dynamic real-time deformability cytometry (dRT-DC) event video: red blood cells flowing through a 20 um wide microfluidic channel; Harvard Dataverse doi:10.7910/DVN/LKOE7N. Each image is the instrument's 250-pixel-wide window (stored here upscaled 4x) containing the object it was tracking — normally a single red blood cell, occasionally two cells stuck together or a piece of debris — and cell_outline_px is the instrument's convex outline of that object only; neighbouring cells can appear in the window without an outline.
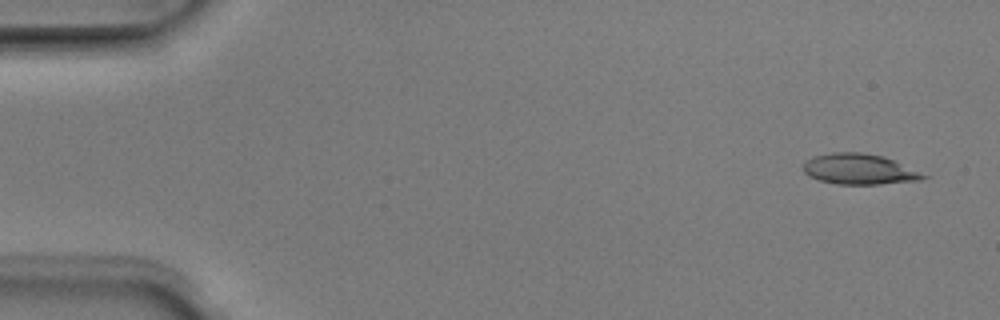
{"species": "Egyptian fruit bat (a non-hibernating species)", "species_latin": "Rousettus aegyptiacus", "temperature_condition": "room temperature", "stored_images_in_passage": 6, "camera_frame_rate_fps": 3000, "um_per_image_px": 0.085, "animal": {"sex": "male"}, "frame": {"image": 1, "passage_image": 1, "time_ms": 0.0, "image_size_px": [1000, 320], "cell_outline_px": [[932, 176], [920, 180], [880, 184], [836, 184], [820, 180], [804, 172], [804, 164], [812, 156], [832, 152], [860, 152], [884, 156], [896, 160]], "centroid_in_image_um": [73.12, 14.37], "position_along_channel_um": 11.9, "area_um2": 21.56}}
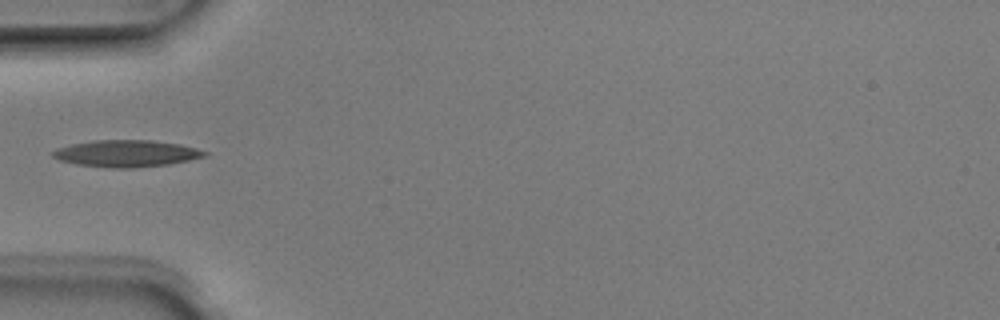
{"frame": {"image": 2, "passage_image": 5, "time_ms": 1.333, "image_size_px": [1000, 320], "cell_outline_px": [[208, 152], [204, 156], [188, 160], [168, 164], [132, 168], [112, 168], [76, 164], [60, 160], [52, 156], [48, 152], [56, 148], [72, 144], [92, 140], [152, 140], [180, 144], [196, 148]], "centroid_in_image_um": [10.69, 13.04], "position_along_channel_um": 74.3, "area_um2": 23.7}}
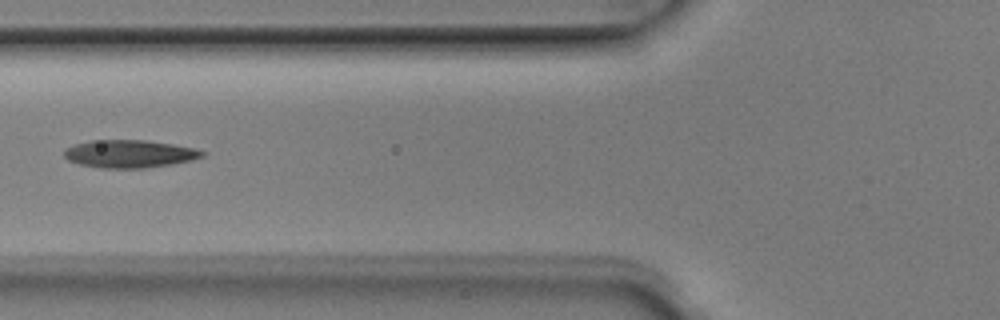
{"frame": {"image": 3, "passage_image": 6, "time_ms": 1.667, "image_size_px": [1000, 320], "cell_outline_px": [[208, 152], [204, 156], [192, 160], [172, 164], [144, 168], [100, 168], [80, 164], [68, 160], [64, 156], [64, 148], [72, 144], [92, 140], [148, 140], [196, 148]], "centroid_in_image_um": [11.01, 13.07], "position_along_channel_um": 114.8, "area_um2": 22.6}}